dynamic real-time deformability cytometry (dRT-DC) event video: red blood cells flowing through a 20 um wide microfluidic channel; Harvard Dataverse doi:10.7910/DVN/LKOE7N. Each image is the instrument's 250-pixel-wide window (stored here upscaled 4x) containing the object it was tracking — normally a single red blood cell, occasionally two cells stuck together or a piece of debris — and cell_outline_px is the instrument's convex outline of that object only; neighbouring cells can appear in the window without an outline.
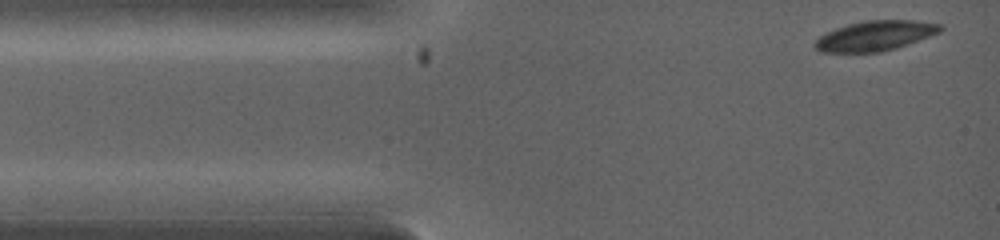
{"species": "common noctule bat (a hibernating species)", "species_latin": "Nyctalus noctula", "temperature_condition": "warm", "stored_images_in_passage": 6, "camera_frame_rate_fps": 5000, "um_per_image_px": 0.085, "animal": {"sex": "female", "body_mass_g": 19.0, "forearm_length_mm": 53.3}, "frame": {"image": 1, "passage_image": 1, "time_ms": 0.0, "image_size_px": [1000, 240], "cell_outline_px": [[944, 28], [940, 32], [908, 44], [896, 48], [880, 52], [820, 52], [812, 44], [820, 36], [836, 28], [848, 24], [864, 20], [912, 20], [944, 24]], "centroid_in_image_um": [74.41, 3.03], "position_along_channel_um": 10.6, "area_um2": 21.91}}
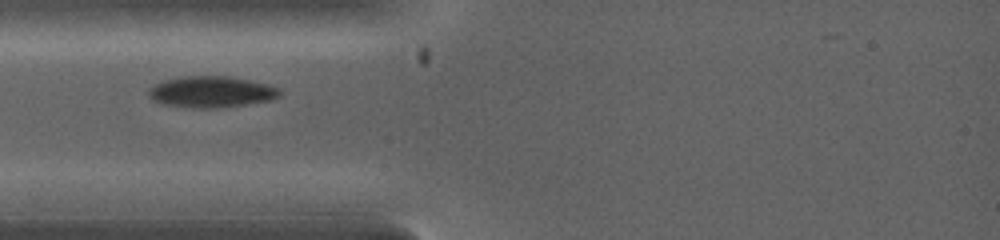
{"frame": {"image": 2, "passage_image": 5, "time_ms": 2.0, "image_size_px": [1000, 240], "cell_outline_px": [[280, 96], [272, 100], [216, 108], [192, 108], [160, 104], [152, 100], [148, 96], [148, 88], [152, 84], [164, 80], [184, 76], [228, 76], [268, 84], [280, 88]], "centroid_in_image_um": [17.91, 7.81], "position_along_channel_um": 67.1, "area_um2": 24.1}}